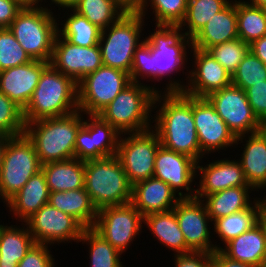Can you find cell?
Masks as SVG:
<instances>
[{
    "label": "cell",
    "mask_w": 266,
    "mask_h": 267,
    "mask_svg": "<svg viewBox=\"0 0 266 267\" xmlns=\"http://www.w3.org/2000/svg\"><path fill=\"white\" fill-rule=\"evenodd\" d=\"M130 83L129 73L102 65L77 83L78 109L99 114Z\"/></svg>",
    "instance_id": "obj_9"
},
{
    "label": "cell",
    "mask_w": 266,
    "mask_h": 267,
    "mask_svg": "<svg viewBox=\"0 0 266 267\" xmlns=\"http://www.w3.org/2000/svg\"><path fill=\"white\" fill-rule=\"evenodd\" d=\"M33 142L26 134L11 137L0 168V199L6 203L27 181L41 171Z\"/></svg>",
    "instance_id": "obj_8"
},
{
    "label": "cell",
    "mask_w": 266,
    "mask_h": 267,
    "mask_svg": "<svg viewBox=\"0 0 266 267\" xmlns=\"http://www.w3.org/2000/svg\"><path fill=\"white\" fill-rule=\"evenodd\" d=\"M187 246L193 252L213 253L220 250V244L211 242L210 219L202 199L181 198L173 208ZM210 222V223H209Z\"/></svg>",
    "instance_id": "obj_16"
},
{
    "label": "cell",
    "mask_w": 266,
    "mask_h": 267,
    "mask_svg": "<svg viewBox=\"0 0 266 267\" xmlns=\"http://www.w3.org/2000/svg\"><path fill=\"white\" fill-rule=\"evenodd\" d=\"M77 110V83L49 64L42 71L23 116L26 124L44 118L66 116Z\"/></svg>",
    "instance_id": "obj_3"
},
{
    "label": "cell",
    "mask_w": 266,
    "mask_h": 267,
    "mask_svg": "<svg viewBox=\"0 0 266 267\" xmlns=\"http://www.w3.org/2000/svg\"><path fill=\"white\" fill-rule=\"evenodd\" d=\"M50 2H52L51 4L54 3L56 6L64 8L63 10L66 8L68 10L72 9L79 2V0H51Z\"/></svg>",
    "instance_id": "obj_53"
},
{
    "label": "cell",
    "mask_w": 266,
    "mask_h": 267,
    "mask_svg": "<svg viewBox=\"0 0 266 267\" xmlns=\"http://www.w3.org/2000/svg\"><path fill=\"white\" fill-rule=\"evenodd\" d=\"M193 117L201 152L204 155L216 150H226L236 144L237 137L206 97H193Z\"/></svg>",
    "instance_id": "obj_17"
},
{
    "label": "cell",
    "mask_w": 266,
    "mask_h": 267,
    "mask_svg": "<svg viewBox=\"0 0 266 267\" xmlns=\"http://www.w3.org/2000/svg\"><path fill=\"white\" fill-rule=\"evenodd\" d=\"M10 138H11V136L5 135V134L0 132V168L2 166L4 153H5L7 143H8Z\"/></svg>",
    "instance_id": "obj_54"
},
{
    "label": "cell",
    "mask_w": 266,
    "mask_h": 267,
    "mask_svg": "<svg viewBox=\"0 0 266 267\" xmlns=\"http://www.w3.org/2000/svg\"><path fill=\"white\" fill-rule=\"evenodd\" d=\"M251 191H255L251 186H239L207 195L203 201L212 223L218 218L248 209L257 199L250 200Z\"/></svg>",
    "instance_id": "obj_30"
},
{
    "label": "cell",
    "mask_w": 266,
    "mask_h": 267,
    "mask_svg": "<svg viewBox=\"0 0 266 267\" xmlns=\"http://www.w3.org/2000/svg\"><path fill=\"white\" fill-rule=\"evenodd\" d=\"M50 191L43 171L32 176L27 183L5 204L13 216L22 223L32 217L43 205L49 202Z\"/></svg>",
    "instance_id": "obj_25"
},
{
    "label": "cell",
    "mask_w": 266,
    "mask_h": 267,
    "mask_svg": "<svg viewBox=\"0 0 266 267\" xmlns=\"http://www.w3.org/2000/svg\"><path fill=\"white\" fill-rule=\"evenodd\" d=\"M144 84L131 82L99 113L120 134L144 132L153 127L150 116L160 90Z\"/></svg>",
    "instance_id": "obj_5"
},
{
    "label": "cell",
    "mask_w": 266,
    "mask_h": 267,
    "mask_svg": "<svg viewBox=\"0 0 266 267\" xmlns=\"http://www.w3.org/2000/svg\"><path fill=\"white\" fill-rule=\"evenodd\" d=\"M220 251L228 258L264 267L266 261V221L232 239Z\"/></svg>",
    "instance_id": "obj_23"
},
{
    "label": "cell",
    "mask_w": 266,
    "mask_h": 267,
    "mask_svg": "<svg viewBox=\"0 0 266 267\" xmlns=\"http://www.w3.org/2000/svg\"><path fill=\"white\" fill-rule=\"evenodd\" d=\"M144 20L138 12H126L115 23L101 31L98 45L103 65L130 75L134 51L144 41L141 39Z\"/></svg>",
    "instance_id": "obj_7"
},
{
    "label": "cell",
    "mask_w": 266,
    "mask_h": 267,
    "mask_svg": "<svg viewBox=\"0 0 266 267\" xmlns=\"http://www.w3.org/2000/svg\"><path fill=\"white\" fill-rule=\"evenodd\" d=\"M74 152L75 158L82 161L103 158L93 145L90 125L86 120L77 132Z\"/></svg>",
    "instance_id": "obj_45"
},
{
    "label": "cell",
    "mask_w": 266,
    "mask_h": 267,
    "mask_svg": "<svg viewBox=\"0 0 266 267\" xmlns=\"http://www.w3.org/2000/svg\"><path fill=\"white\" fill-rule=\"evenodd\" d=\"M191 49L195 61L194 68L189 70L188 85L172 78L164 91H182L188 96L207 97L232 84V75L208 51Z\"/></svg>",
    "instance_id": "obj_12"
},
{
    "label": "cell",
    "mask_w": 266,
    "mask_h": 267,
    "mask_svg": "<svg viewBox=\"0 0 266 267\" xmlns=\"http://www.w3.org/2000/svg\"><path fill=\"white\" fill-rule=\"evenodd\" d=\"M25 225L36 243L46 245H58L72 240L78 243L85 229L74 217L52 207L49 203L43 205Z\"/></svg>",
    "instance_id": "obj_15"
},
{
    "label": "cell",
    "mask_w": 266,
    "mask_h": 267,
    "mask_svg": "<svg viewBox=\"0 0 266 267\" xmlns=\"http://www.w3.org/2000/svg\"><path fill=\"white\" fill-rule=\"evenodd\" d=\"M197 162V173H200L196 198L204 199L207 195L230 187L249 186L244 176L241 163L228 158L210 162L204 167ZM200 171V172H198Z\"/></svg>",
    "instance_id": "obj_21"
},
{
    "label": "cell",
    "mask_w": 266,
    "mask_h": 267,
    "mask_svg": "<svg viewBox=\"0 0 266 267\" xmlns=\"http://www.w3.org/2000/svg\"><path fill=\"white\" fill-rule=\"evenodd\" d=\"M121 135L116 155L122 163L129 183L133 186L137 182L153 177L156 152L161 146L158 134L149 129Z\"/></svg>",
    "instance_id": "obj_10"
},
{
    "label": "cell",
    "mask_w": 266,
    "mask_h": 267,
    "mask_svg": "<svg viewBox=\"0 0 266 267\" xmlns=\"http://www.w3.org/2000/svg\"><path fill=\"white\" fill-rule=\"evenodd\" d=\"M155 27V32L145 37V40L151 46L156 81L159 82L165 76L171 79V73H177L186 68L185 61L187 64L188 59L186 50L190 49L192 44L181 26L156 25Z\"/></svg>",
    "instance_id": "obj_11"
},
{
    "label": "cell",
    "mask_w": 266,
    "mask_h": 267,
    "mask_svg": "<svg viewBox=\"0 0 266 267\" xmlns=\"http://www.w3.org/2000/svg\"><path fill=\"white\" fill-rule=\"evenodd\" d=\"M72 9L101 30L127 12L116 0H79Z\"/></svg>",
    "instance_id": "obj_33"
},
{
    "label": "cell",
    "mask_w": 266,
    "mask_h": 267,
    "mask_svg": "<svg viewBox=\"0 0 266 267\" xmlns=\"http://www.w3.org/2000/svg\"><path fill=\"white\" fill-rule=\"evenodd\" d=\"M142 223L144 217L131 203H128L98 210L93 229L123 254L139 235Z\"/></svg>",
    "instance_id": "obj_13"
},
{
    "label": "cell",
    "mask_w": 266,
    "mask_h": 267,
    "mask_svg": "<svg viewBox=\"0 0 266 267\" xmlns=\"http://www.w3.org/2000/svg\"><path fill=\"white\" fill-rule=\"evenodd\" d=\"M24 5H39L43 0H20Z\"/></svg>",
    "instance_id": "obj_58"
},
{
    "label": "cell",
    "mask_w": 266,
    "mask_h": 267,
    "mask_svg": "<svg viewBox=\"0 0 266 267\" xmlns=\"http://www.w3.org/2000/svg\"><path fill=\"white\" fill-rule=\"evenodd\" d=\"M246 137L245 147L238 161L241 163L248 185L255 191H259L266 185V144L264 139L255 132L247 136H237L235 145L243 143L242 140ZM239 141L241 142L238 143Z\"/></svg>",
    "instance_id": "obj_26"
},
{
    "label": "cell",
    "mask_w": 266,
    "mask_h": 267,
    "mask_svg": "<svg viewBox=\"0 0 266 267\" xmlns=\"http://www.w3.org/2000/svg\"><path fill=\"white\" fill-rule=\"evenodd\" d=\"M24 6L20 0H0V28H9Z\"/></svg>",
    "instance_id": "obj_49"
},
{
    "label": "cell",
    "mask_w": 266,
    "mask_h": 267,
    "mask_svg": "<svg viewBox=\"0 0 266 267\" xmlns=\"http://www.w3.org/2000/svg\"><path fill=\"white\" fill-rule=\"evenodd\" d=\"M127 12H137L144 0H116Z\"/></svg>",
    "instance_id": "obj_52"
},
{
    "label": "cell",
    "mask_w": 266,
    "mask_h": 267,
    "mask_svg": "<svg viewBox=\"0 0 266 267\" xmlns=\"http://www.w3.org/2000/svg\"><path fill=\"white\" fill-rule=\"evenodd\" d=\"M50 64L78 83L86 75L100 68L103 62L99 45H74L57 33Z\"/></svg>",
    "instance_id": "obj_18"
},
{
    "label": "cell",
    "mask_w": 266,
    "mask_h": 267,
    "mask_svg": "<svg viewBox=\"0 0 266 267\" xmlns=\"http://www.w3.org/2000/svg\"><path fill=\"white\" fill-rule=\"evenodd\" d=\"M187 5L188 0H144L137 12L145 18L148 11L146 7L151 6L156 25L180 26L185 18Z\"/></svg>",
    "instance_id": "obj_38"
},
{
    "label": "cell",
    "mask_w": 266,
    "mask_h": 267,
    "mask_svg": "<svg viewBox=\"0 0 266 267\" xmlns=\"http://www.w3.org/2000/svg\"><path fill=\"white\" fill-rule=\"evenodd\" d=\"M0 132L14 137L25 132L23 109L0 92Z\"/></svg>",
    "instance_id": "obj_43"
},
{
    "label": "cell",
    "mask_w": 266,
    "mask_h": 267,
    "mask_svg": "<svg viewBox=\"0 0 266 267\" xmlns=\"http://www.w3.org/2000/svg\"><path fill=\"white\" fill-rule=\"evenodd\" d=\"M249 50L266 65V35L252 42Z\"/></svg>",
    "instance_id": "obj_51"
},
{
    "label": "cell",
    "mask_w": 266,
    "mask_h": 267,
    "mask_svg": "<svg viewBox=\"0 0 266 267\" xmlns=\"http://www.w3.org/2000/svg\"><path fill=\"white\" fill-rule=\"evenodd\" d=\"M80 110L69 115L44 118L25 124L41 165L75 158L76 135L84 123Z\"/></svg>",
    "instance_id": "obj_2"
},
{
    "label": "cell",
    "mask_w": 266,
    "mask_h": 267,
    "mask_svg": "<svg viewBox=\"0 0 266 267\" xmlns=\"http://www.w3.org/2000/svg\"><path fill=\"white\" fill-rule=\"evenodd\" d=\"M206 98L236 137L255 133L260 128L262 123L254 115L246 93L240 87L231 84Z\"/></svg>",
    "instance_id": "obj_14"
},
{
    "label": "cell",
    "mask_w": 266,
    "mask_h": 267,
    "mask_svg": "<svg viewBox=\"0 0 266 267\" xmlns=\"http://www.w3.org/2000/svg\"><path fill=\"white\" fill-rule=\"evenodd\" d=\"M50 64L42 60L0 71V92L23 110L28 105L42 71Z\"/></svg>",
    "instance_id": "obj_20"
},
{
    "label": "cell",
    "mask_w": 266,
    "mask_h": 267,
    "mask_svg": "<svg viewBox=\"0 0 266 267\" xmlns=\"http://www.w3.org/2000/svg\"><path fill=\"white\" fill-rule=\"evenodd\" d=\"M33 61L9 28H0V71Z\"/></svg>",
    "instance_id": "obj_41"
},
{
    "label": "cell",
    "mask_w": 266,
    "mask_h": 267,
    "mask_svg": "<svg viewBox=\"0 0 266 267\" xmlns=\"http://www.w3.org/2000/svg\"><path fill=\"white\" fill-rule=\"evenodd\" d=\"M254 115L261 123H266V80L245 90Z\"/></svg>",
    "instance_id": "obj_47"
},
{
    "label": "cell",
    "mask_w": 266,
    "mask_h": 267,
    "mask_svg": "<svg viewBox=\"0 0 266 267\" xmlns=\"http://www.w3.org/2000/svg\"><path fill=\"white\" fill-rule=\"evenodd\" d=\"M162 92L157 91L154 99L153 109L158 106V110L152 121L155 122L152 129L158 134L163 147L200 161L204 154L201 152L193 117V96L182 91Z\"/></svg>",
    "instance_id": "obj_1"
},
{
    "label": "cell",
    "mask_w": 266,
    "mask_h": 267,
    "mask_svg": "<svg viewBox=\"0 0 266 267\" xmlns=\"http://www.w3.org/2000/svg\"><path fill=\"white\" fill-rule=\"evenodd\" d=\"M50 192L84 188V161L68 159L41 166Z\"/></svg>",
    "instance_id": "obj_29"
},
{
    "label": "cell",
    "mask_w": 266,
    "mask_h": 267,
    "mask_svg": "<svg viewBox=\"0 0 266 267\" xmlns=\"http://www.w3.org/2000/svg\"><path fill=\"white\" fill-rule=\"evenodd\" d=\"M174 267H209L212 264V253L190 252L174 255Z\"/></svg>",
    "instance_id": "obj_48"
},
{
    "label": "cell",
    "mask_w": 266,
    "mask_h": 267,
    "mask_svg": "<svg viewBox=\"0 0 266 267\" xmlns=\"http://www.w3.org/2000/svg\"><path fill=\"white\" fill-rule=\"evenodd\" d=\"M266 80V65L250 50L232 74V84L244 91Z\"/></svg>",
    "instance_id": "obj_40"
},
{
    "label": "cell",
    "mask_w": 266,
    "mask_h": 267,
    "mask_svg": "<svg viewBox=\"0 0 266 267\" xmlns=\"http://www.w3.org/2000/svg\"><path fill=\"white\" fill-rule=\"evenodd\" d=\"M253 204L248 209L218 218L212 223L214 225L213 230L216 232L214 234L220 237L222 243H228L243 232L252 229L262 220L258 199Z\"/></svg>",
    "instance_id": "obj_32"
},
{
    "label": "cell",
    "mask_w": 266,
    "mask_h": 267,
    "mask_svg": "<svg viewBox=\"0 0 266 267\" xmlns=\"http://www.w3.org/2000/svg\"><path fill=\"white\" fill-rule=\"evenodd\" d=\"M154 163V177L167 183L181 198L196 196V189L191 188L197 176L196 160L161 145L156 152ZM180 189L186 190V193L181 192Z\"/></svg>",
    "instance_id": "obj_19"
},
{
    "label": "cell",
    "mask_w": 266,
    "mask_h": 267,
    "mask_svg": "<svg viewBox=\"0 0 266 267\" xmlns=\"http://www.w3.org/2000/svg\"><path fill=\"white\" fill-rule=\"evenodd\" d=\"M15 225H2L0 229V267H18V263L36 243L29 232Z\"/></svg>",
    "instance_id": "obj_31"
},
{
    "label": "cell",
    "mask_w": 266,
    "mask_h": 267,
    "mask_svg": "<svg viewBox=\"0 0 266 267\" xmlns=\"http://www.w3.org/2000/svg\"><path fill=\"white\" fill-rule=\"evenodd\" d=\"M237 38V0H232L202 27L191 39V44L193 48L207 51L217 44Z\"/></svg>",
    "instance_id": "obj_24"
},
{
    "label": "cell",
    "mask_w": 266,
    "mask_h": 267,
    "mask_svg": "<svg viewBox=\"0 0 266 267\" xmlns=\"http://www.w3.org/2000/svg\"><path fill=\"white\" fill-rule=\"evenodd\" d=\"M164 181L156 177L137 182L132 186L131 204L144 217L151 213L173 210L181 199Z\"/></svg>",
    "instance_id": "obj_22"
},
{
    "label": "cell",
    "mask_w": 266,
    "mask_h": 267,
    "mask_svg": "<svg viewBox=\"0 0 266 267\" xmlns=\"http://www.w3.org/2000/svg\"><path fill=\"white\" fill-rule=\"evenodd\" d=\"M152 77V78H151ZM156 80V68L153 67V54L150 44L144 39L133 54L130 70L131 82H140L139 79Z\"/></svg>",
    "instance_id": "obj_44"
},
{
    "label": "cell",
    "mask_w": 266,
    "mask_h": 267,
    "mask_svg": "<svg viewBox=\"0 0 266 267\" xmlns=\"http://www.w3.org/2000/svg\"><path fill=\"white\" fill-rule=\"evenodd\" d=\"M84 180L97 211L131 203L132 185L117 155L84 161Z\"/></svg>",
    "instance_id": "obj_4"
},
{
    "label": "cell",
    "mask_w": 266,
    "mask_h": 267,
    "mask_svg": "<svg viewBox=\"0 0 266 267\" xmlns=\"http://www.w3.org/2000/svg\"><path fill=\"white\" fill-rule=\"evenodd\" d=\"M237 32L245 43L251 44L266 35V8L237 1Z\"/></svg>",
    "instance_id": "obj_34"
},
{
    "label": "cell",
    "mask_w": 266,
    "mask_h": 267,
    "mask_svg": "<svg viewBox=\"0 0 266 267\" xmlns=\"http://www.w3.org/2000/svg\"><path fill=\"white\" fill-rule=\"evenodd\" d=\"M231 75L249 51V44L240 38L217 44L207 50Z\"/></svg>",
    "instance_id": "obj_42"
},
{
    "label": "cell",
    "mask_w": 266,
    "mask_h": 267,
    "mask_svg": "<svg viewBox=\"0 0 266 267\" xmlns=\"http://www.w3.org/2000/svg\"><path fill=\"white\" fill-rule=\"evenodd\" d=\"M53 13L42 5H25L9 27L33 60H51L59 25Z\"/></svg>",
    "instance_id": "obj_6"
},
{
    "label": "cell",
    "mask_w": 266,
    "mask_h": 267,
    "mask_svg": "<svg viewBox=\"0 0 266 267\" xmlns=\"http://www.w3.org/2000/svg\"><path fill=\"white\" fill-rule=\"evenodd\" d=\"M249 1L248 2L244 1V2L253 6L266 8V0H249Z\"/></svg>",
    "instance_id": "obj_56"
},
{
    "label": "cell",
    "mask_w": 266,
    "mask_h": 267,
    "mask_svg": "<svg viewBox=\"0 0 266 267\" xmlns=\"http://www.w3.org/2000/svg\"><path fill=\"white\" fill-rule=\"evenodd\" d=\"M89 245L90 267H123L121 253L93 228H85L78 243Z\"/></svg>",
    "instance_id": "obj_37"
},
{
    "label": "cell",
    "mask_w": 266,
    "mask_h": 267,
    "mask_svg": "<svg viewBox=\"0 0 266 267\" xmlns=\"http://www.w3.org/2000/svg\"><path fill=\"white\" fill-rule=\"evenodd\" d=\"M230 2L231 0H188L186 15L180 26H184L182 29L187 30L185 31L187 37L192 39L215 14Z\"/></svg>",
    "instance_id": "obj_36"
},
{
    "label": "cell",
    "mask_w": 266,
    "mask_h": 267,
    "mask_svg": "<svg viewBox=\"0 0 266 267\" xmlns=\"http://www.w3.org/2000/svg\"><path fill=\"white\" fill-rule=\"evenodd\" d=\"M144 224L163 246L171 249L174 255L193 252L186 244L174 210L151 213L144 216Z\"/></svg>",
    "instance_id": "obj_28"
},
{
    "label": "cell",
    "mask_w": 266,
    "mask_h": 267,
    "mask_svg": "<svg viewBox=\"0 0 266 267\" xmlns=\"http://www.w3.org/2000/svg\"><path fill=\"white\" fill-rule=\"evenodd\" d=\"M70 10L72 13L61 23L63 26L60 28L58 26V34L74 45L82 47L98 45L102 30L93 25L86 17L79 15L73 9Z\"/></svg>",
    "instance_id": "obj_35"
},
{
    "label": "cell",
    "mask_w": 266,
    "mask_h": 267,
    "mask_svg": "<svg viewBox=\"0 0 266 267\" xmlns=\"http://www.w3.org/2000/svg\"><path fill=\"white\" fill-rule=\"evenodd\" d=\"M257 133L264 139L266 144V123H262L260 128L257 130Z\"/></svg>",
    "instance_id": "obj_57"
},
{
    "label": "cell",
    "mask_w": 266,
    "mask_h": 267,
    "mask_svg": "<svg viewBox=\"0 0 266 267\" xmlns=\"http://www.w3.org/2000/svg\"><path fill=\"white\" fill-rule=\"evenodd\" d=\"M86 122L90 125V135L95 149L103 156L117 154L121 134L99 114H88Z\"/></svg>",
    "instance_id": "obj_39"
},
{
    "label": "cell",
    "mask_w": 266,
    "mask_h": 267,
    "mask_svg": "<svg viewBox=\"0 0 266 267\" xmlns=\"http://www.w3.org/2000/svg\"><path fill=\"white\" fill-rule=\"evenodd\" d=\"M212 264L215 267H258L253 264L232 260L225 256L220 250L212 253Z\"/></svg>",
    "instance_id": "obj_50"
},
{
    "label": "cell",
    "mask_w": 266,
    "mask_h": 267,
    "mask_svg": "<svg viewBox=\"0 0 266 267\" xmlns=\"http://www.w3.org/2000/svg\"><path fill=\"white\" fill-rule=\"evenodd\" d=\"M48 245L35 243L27 254L18 263V267H54L55 258H53Z\"/></svg>",
    "instance_id": "obj_46"
},
{
    "label": "cell",
    "mask_w": 266,
    "mask_h": 267,
    "mask_svg": "<svg viewBox=\"0 0 266 267\" xmlns=\"http://www.w3.org/2000/svg\"><path fill=\"white\" fill-rule=\"evenodd\" d=\"M48 203L74 217L84 228L94 227L98 211L84 188L50 192Z\"/></svg>",
    "instance_id": "obj_27"
},
{
    "label": "cell",
    "mask_w": 266,
    "mask_h": 267,
    "mask_svg": "<svg viewBox=\"0 0 266 267\" xmlns=\"http://www.w3.org/2000/svg\"><path fill=\"white\" fill-rule=\"evenodd\" d=\"M265 188H266V185L262 188L261 191H263V189H264V191H265V190H266ZM265 193H266V192H265ZM257 199H258V201H259V203H260V208H261V218H262L263 220L266 221V196H265V194H264L263 199H262V196H261V198H257Z\"/></svg>",
    "instance_id": "obj_55"
}]
</instances>
